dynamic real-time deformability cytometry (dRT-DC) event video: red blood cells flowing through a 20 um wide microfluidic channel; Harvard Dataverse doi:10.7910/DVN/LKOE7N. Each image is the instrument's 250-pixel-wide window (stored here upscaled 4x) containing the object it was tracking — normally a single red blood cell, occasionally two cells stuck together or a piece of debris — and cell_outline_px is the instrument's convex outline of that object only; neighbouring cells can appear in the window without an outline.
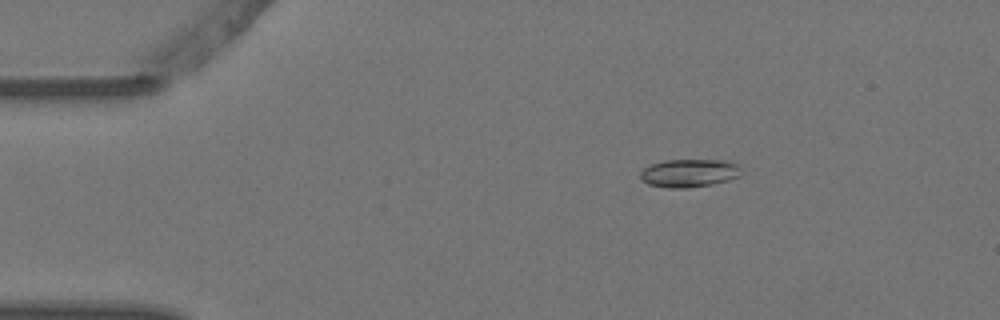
{"species": "Egyptian fruit bat (a non-hibernating species)", "species_latin": "Rousettus aegyptiacus", "temperature_condition": "warm", "stored_images_in_passage": 2, "camera_frame_rate_fps": 3000, "um_per_image_px": 0.085, "animal": {"sex": "female"}, "frame": {"image": 1, "passage_image": 2, "time_ms": 0.333, "image_size_px": [1000, 320], "cell_outline_px": [[740, 176], [728, 180], [712, 184], [688, 188], [668, 188], [648, 184], [640, 180], [640, 172], [644, 168], [652, 164], [664, 160], [724, 160], [736, 164], [740, 168]], "centroid_in_image_um": [58.55, 14.72], "position_along_channel_um": 26.5, "area_um2": 16.53}}